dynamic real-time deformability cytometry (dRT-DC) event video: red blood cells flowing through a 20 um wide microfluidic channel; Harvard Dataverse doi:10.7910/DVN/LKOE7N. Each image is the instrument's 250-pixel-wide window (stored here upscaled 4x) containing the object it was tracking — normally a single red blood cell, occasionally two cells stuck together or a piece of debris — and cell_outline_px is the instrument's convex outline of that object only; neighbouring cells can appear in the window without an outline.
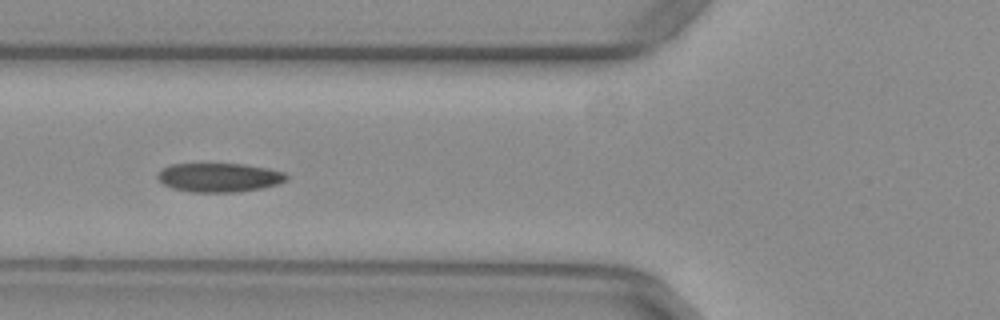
{"species": "common noctule bat (a hibernating species)", "species_latin": "Nyctalus noctula", "temperature_condition": "warm", "stored_images_in_passage": 41, "camera_frame_rate_fps": 3000, "um_per_image_px": 0.085, "animal": {"sex": "female", "body_mass_g": 29.2, "forearm_length_mm": 56.3}, "frame": {"image": 1, "passage_image": 12, "time_ms": 3.667, "image_size_px": [1000, 320], "cell_outline_px": [[288, 180], [264, 188], [236, 192], [188, 192], [172, 188], [164, 184], [156, 176], [164, 168], [172, 164], [244, 164], [268, 168], [284, 172], [288, 176]], "centroid_in_image_um": [18.66, 15.09], "position_along_channel_um": 107.1, "area_um2": 21.73}, "authors_computed_cell_mechanics": {"area_um2": 21.9062, "velocity_mm_per_s": 3.9297, "shape_relaxation_time_tau1_ms": 8.0442, "shape_relaxation_time_tau2_ms": 2.1922, "deformation_change_tau1": 0.1534, "deformation_change_tau2": 0.0566}}